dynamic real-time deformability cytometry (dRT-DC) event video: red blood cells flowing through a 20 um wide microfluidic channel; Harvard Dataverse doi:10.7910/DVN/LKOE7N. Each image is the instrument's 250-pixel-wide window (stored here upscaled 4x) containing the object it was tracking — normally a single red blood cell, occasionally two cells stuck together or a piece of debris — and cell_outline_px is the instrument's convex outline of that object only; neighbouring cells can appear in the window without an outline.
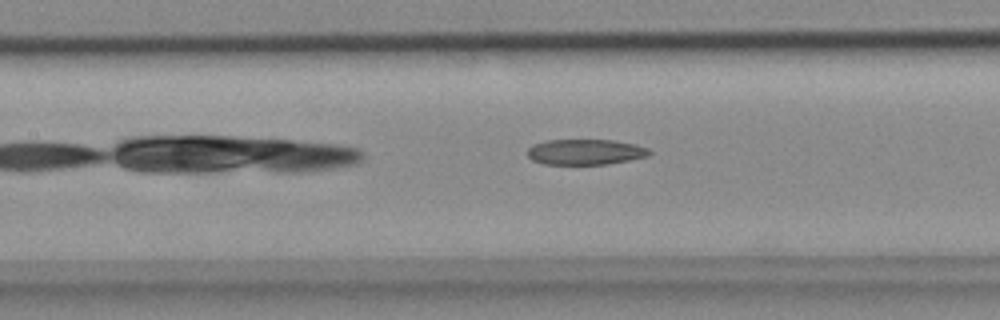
{"species": "common noctule bat (a hibernating species)", "species_latin": "Nyctalus noctula", "temperature_condition": "cold", "stored_images_in_passage": 36, "camera_frame_rate_fps": 3000, "um_per_image_px": 0.085, "animal": {"sex": "female", "body_mass_g": 18.4}, "frame": {"image": 1, "passage_image": 9, "time_ms": 2.667, "image_size_px": [1000, 320], "cell_outline_px": [[652, 152], [648, 156], [608, 164], [544, 164], [532, 160], [528, 156], [528, 148], [532, 144], [548, 140], [612, 140], [636, 144], [648, 148]], "centroid_in_image_um": [49.75, 12.91], "position_along_channel_um": 157.6, "area_um2": 18.15}}
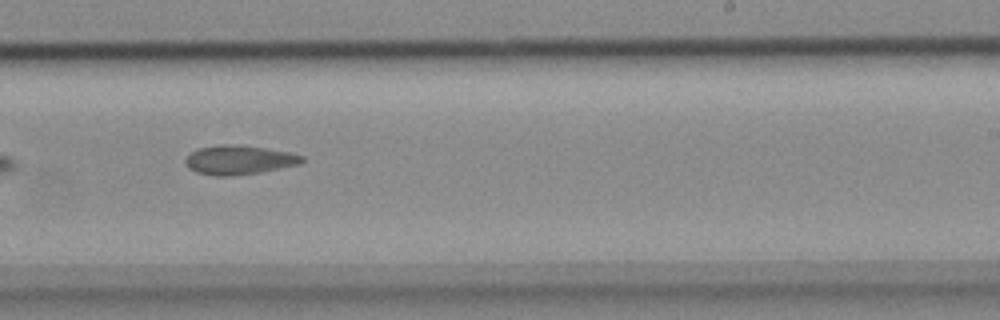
{"frame": {"image": 2, "passage_image": 18, "time_ms": 5.667, "image_size_px": [1000, 320], "cell_outline_px": [[304, 160], [296, 164], [260, 172], [228, 176], [216, 176], [196, 172], [188, 168], [184, 160], [196, 148], [216, 144], [240, 144], [292, 152], [304, 156]], "centroid_in_image_um": [20.28, 13.57], "position_along_channel_um": 268.7, "area_um2": 19.88}}
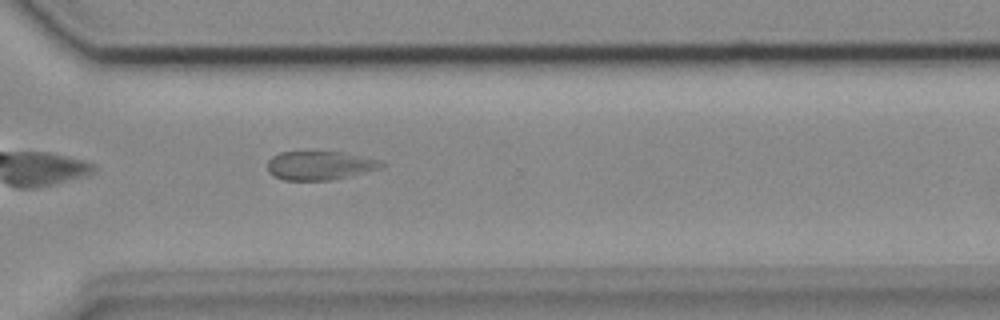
{"frame": {"image": 3, "passage_image": 24, "time_ms": 7.667, "image_size_px": [1000, 320], "cell_outline_px": [[388, 164], [384, 168], [332, 180], [284, 180], [272, 176], [268, 172], [268, 160], [272, 156], [280, 152], [340, 152], [380, 160]], "centroid_in_image_um": [27.21, 14.08], "position_along_channel_um": 343.4, "area_um2": 19.25}}